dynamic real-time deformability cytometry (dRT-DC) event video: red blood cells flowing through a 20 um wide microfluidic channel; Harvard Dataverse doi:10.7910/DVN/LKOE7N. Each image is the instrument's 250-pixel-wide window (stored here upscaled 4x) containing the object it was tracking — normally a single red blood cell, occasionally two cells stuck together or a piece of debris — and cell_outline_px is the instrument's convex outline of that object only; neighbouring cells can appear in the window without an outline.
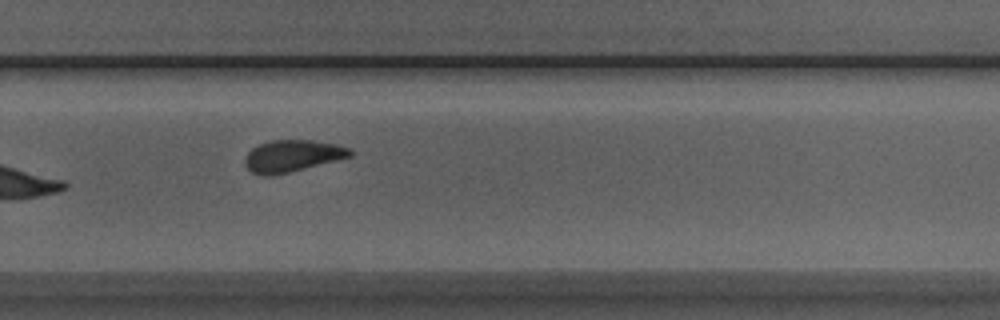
{"species": "Egyptian fruit bat (a non-hibernating species)", "species_latin": "Rousettus aegyptiacus", "temperature_condition": "room temperature", "stored_images_in_passage": 14, "camera_frame_rate_fps": 3000, "um_per_image_px": 0.085, "animal": {"sex": "male"}, "frame": {"image": 1, "passage_image": 10, "time_ms": 3.0, "image_size_px": [1000, 320], "cell_outline_px": [[356, 152], [352, 156], [288, 172], [264, 176], [252, 172], [244, 164], [244, 160], [248, 152], [252, 148], [260, 144], [272, 140], [312, 140], [336, 144], [348, 148]], "centroid_in_image_um": [24.85, 13.24], "position_along_channel_um": 304.9, "area_um2": 19.25}}
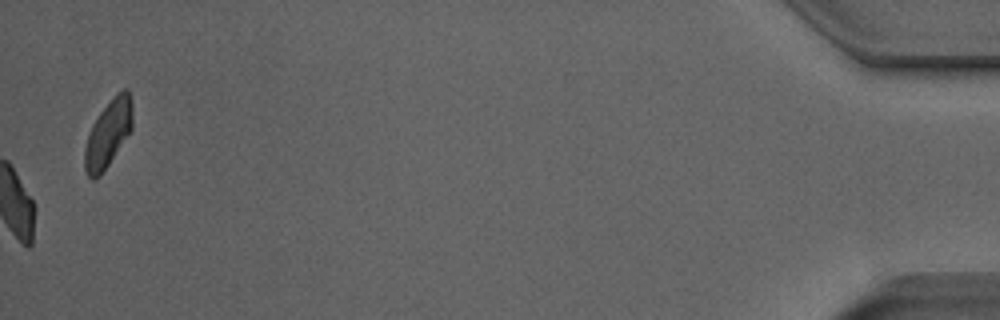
{"frame": {"image": 2, "passage_image": 14, "time_ms": 4.333, "image_size_px": [1000, 320], "cell_outline_px": [[132, 128], [100, 176], [92, 180], [88, 176], [84, 168], [84, 148], [92, 124], [100, 112], [124, 88], [128, 88], [132, 100]], "centroid_in_image_um": [9.18, 11.38], "position_along_channel_um": 426.0, "area_um2": 18.26}}